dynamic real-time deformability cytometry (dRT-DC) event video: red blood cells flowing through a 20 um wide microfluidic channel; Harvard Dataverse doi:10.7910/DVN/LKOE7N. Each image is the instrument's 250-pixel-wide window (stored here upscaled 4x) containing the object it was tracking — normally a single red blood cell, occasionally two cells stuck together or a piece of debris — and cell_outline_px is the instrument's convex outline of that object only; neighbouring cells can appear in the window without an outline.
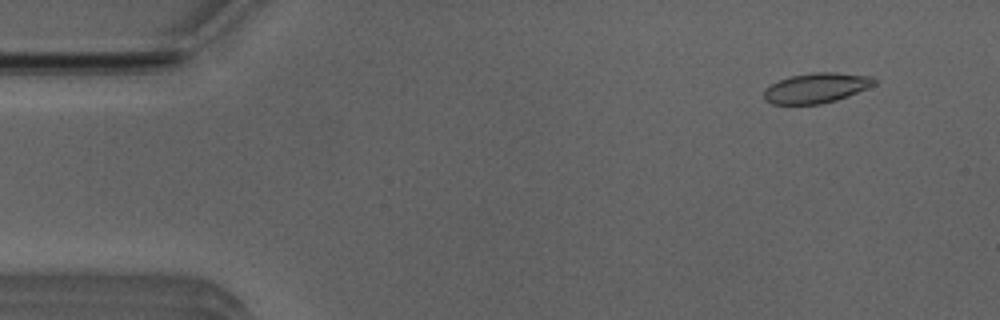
{"species": "Egyptian fruit bat (a non-hibernating species)", "species_latin": "Rousettus aegyptiacus", "temperature_condition": "room temperature", "stored_images_in_passage": 52, "camera_frame_rate_fps": 3000, "um_per_image_px": 0.085, "animal": {"sex": "male"}, "frame": {"image": 1, "passage_image": 5, "time_ms": 1.333, "image_size_px": [1000, 320], "cell_outline_px": [[876, 84], [836, 100], [820, 104], [772, 104], [764, 100], [764, 88], [780, 80], [792, 76], [812, 72], [836, 72], [872, 76], [876, 80]], "centroid_in_image_um": [69.37, 7.47], "position_along_channel_um": 15.6, "area_um2": 19.19}}
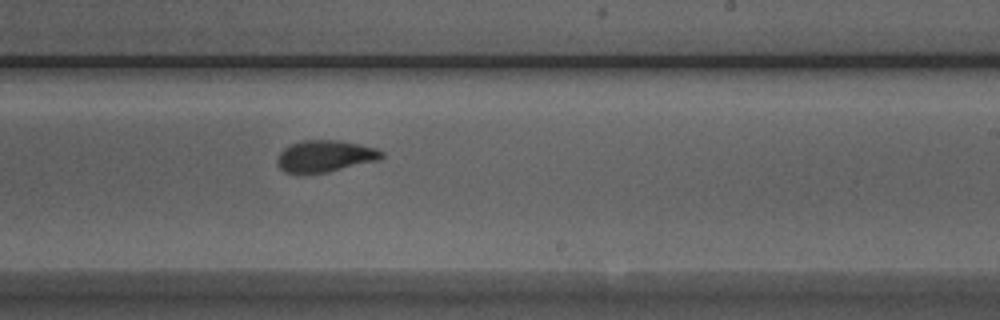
{"frame": {"image": 2, "passage_image": 31, "time_ms": 10.0, "image_size_px": [1000, 320], "cell_outline_px": [[384, 156], [376, 160], [324, 172], [284, 172], [276, 164], [276, 160], [280, 152], [284, 148], [300, 140], [340, 140], [360, 144], [376, 148], [384, 152]], "centroid_in_image_um": [27.6, 13.24], "position_along_channel_um": 261.4, "area_um2": 18.9}}
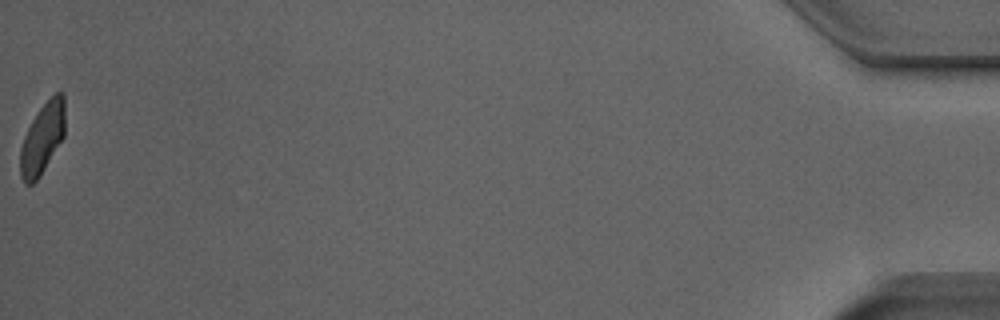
{"frame": {"image": 3, "passage_image": 52, "time_ms": 17.0, "image_size_px": [1000, 320], "cell_outline_px": [[64, 136], [40, 176], [32, 184], [24, 184], [20, 176], [20, 148], [24, 136], [32, 120], [40, 108], [56, 92], [64, 92]], "centroid_in_image_um": [3.59, 11.78], "position_along_channel_um": 431.6, "area_um2": 18.32}, "authors_computed_cell_mechanics": {"area_um2": 19.363, "velocity_mm_per_s": 3.9667, "shape_relaxation_time_tau1_ms": 5.4313, "shape_relaxation_time_tau2_ms": 1.3334, "deformation_change_tau1": 0.1527, "deformation_change_tau2": 0.0572}}